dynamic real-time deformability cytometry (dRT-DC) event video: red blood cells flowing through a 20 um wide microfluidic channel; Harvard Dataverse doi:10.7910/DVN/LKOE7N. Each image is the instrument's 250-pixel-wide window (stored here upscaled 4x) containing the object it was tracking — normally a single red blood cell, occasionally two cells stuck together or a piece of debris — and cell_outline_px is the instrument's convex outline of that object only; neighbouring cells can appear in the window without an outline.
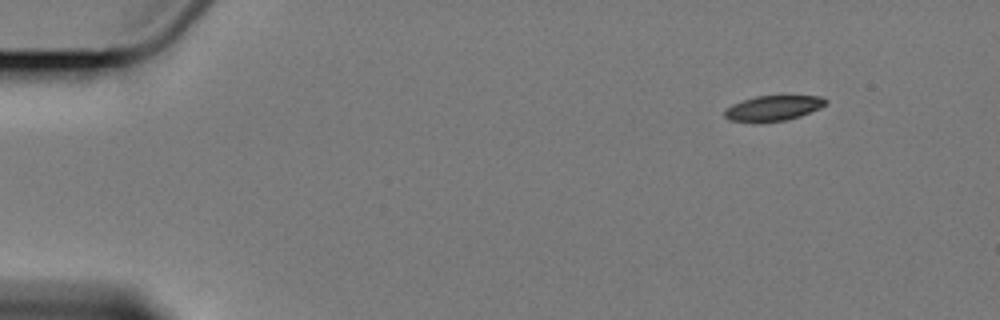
{"species": "Egyptian fruit bat (a non-hibernating species)", "species_latin": "Rousettus aegyptiacus", "temperature_condition": "cold", "stored_images_in_passage": 4, "camera_frame_rate_fps": 3000, "um_per_image_px": 0.085, "animal": {"sex": "female"}, "frame": {"image": 1, "passage_image": 1, "time_ms": 0.0, "image_size_px": [1000, 320], "cell_outline_px": [[828, 100], [820, 108], [800, 116], [784, 120], [760, 124], [728, 120], [724, 116], [724, 108], [732, 104], [756, 96], [820, 96]], "centroid_in_image_um": [65.65, 9.22], "position_along_channel_um": 19.4, "area_um2": 15.09}}